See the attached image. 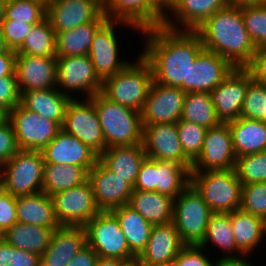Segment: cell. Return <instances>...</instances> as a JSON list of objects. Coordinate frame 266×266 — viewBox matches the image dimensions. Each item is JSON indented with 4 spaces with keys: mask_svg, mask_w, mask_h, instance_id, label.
<instances>
[{
    "mask_svg": "<svg viewBox=\"0 0 266 266\" xmlns=\"http://www.w3.org/2000/svg\"><path fill=\"white\" fill-rule=\"evenodd\" d=\"M46 18V6L34 0H7L3 19L24 21L35 26Z\"/></svg>",
    "mask_w": 266,
    "mask_h": 266,
    "instance_id": "obj_42",
    "label": "cell"
},
{
    "mask_svg": "<svg viewBox=\"0 0 266 266\" xmlns=\"http://www.w3.org/2000/svg\"><path fill=\"white\" fill-rule=\"evenodd\" d=\"M87 244L84 227L60 226L55 229L48 248L41 255V266H66Z\"/></svg>",
    "mask_w": 266,
    "mask_h": 266,
    "instance_id": "obj_27",
    "label": "cell"
},
{
    "mask_svg": "<svg viewBox=\"0 0 266 266\" xmlns=\"http://www.w3.org/2000/svg\"><path fill=\"white\" fill-rule=\"evenodd\" d=\"M70 97L61 93L57 87L47 90H31L21 94V104L31 112L48 120L57 122L61 127Z\"/></svg>",
    "mask_w": 266,
    "mask_h": 266,
    "instance_id": "obj_31",
    "label": "cell"
},
{
    "mask_svg": "<svg viewBox=\"0 0 266 266\" xmlns=\"http://www.w3.org/2000/svg\"><path fill=\"white\" fill-rule=\"evenodd\" d=\"M234 67L215 52L202 49L189 72V92H207L214 90Z\"/></svg>",
    "mask_w": 266,
    "mask_h": 266,
    "instance_id": "obj_26",
    "label": "cell"
},
{
    "mask_svg": "<svg viewBox=\"0 0 266 266\" xmlns=\"http://www.w3.org/2000/svg\"><path fill=\"white\" fill-rule=\"evenodd\" d=\"M141 32L146 35V40L139 54L151 65L153 80L189 92L190 66L204 48L199 34L163 25Z\"/></svg>",
    "mask_w": 266,
    "mask_h": 266,
    "instance_id": "obj_1",
    "label": "cell"
},
{
    "mask_svg": "<svg viewBox=\"0 0 266 266\" xmlns=\"http://www.w3.org/2000/svg\"><path fill=\"white\" fill-rule=\"evenodd\" d=\"M103 13L109 20L130 23L141 31L162 26L166 16L152 0H103Z\"/></svg>",
    "mask_w": 266,
    "mask_h": 266,
    "instance_id": "obj_22",
    "label": "cell"
},
{
    "mask_svg": "<svg viewBox=\"0 0 266 266\" xmlns=\"http://www.w3.org/2000/svg\"><path fill=\"white\" fill-rule=\"evenodd\" d=\"M217 246L219 250L226 253L221 257H240L243 254L237 249L235 243L232 224L229 213H213L207 225V230L203 241L199 244L202 248H206L210 244ZM234 253H239L234 254ZM228 255V256H227ZM235 255V256H234Z\"/></svg>",
    "mask_w": 266,
    "mask_h": 266,
    "instance_id": "obj_38",
    "label": "cell"
},
{
    "mask_svg": "<svg viewBox=\"0 0 266 266\" xmlns=\"http://www.w3.org/2000/svg\"><path fill=\"white\" fill-rule=\"evenodd\" d=\"M57 58V89L69 96L77 98L74 92L88 94L90 98L101 92L103 80L96 73L88 55Z\"/></svg>",
    "mask_w": 266,
    "mask_h": 266,
    "instance_id": "obj_12",
    "label": "cell"
},
{
    "mask_svg": "<svg viewBox=\"0 0 266 266\" xmlns=\"http://www.w3.org/2000/svg\"><path fill=\"white\" fill-rule=\"evenodd\" d=\"M9 120V113L0 107V126L5 124Z\"/></svg>",
    "mask_w": 266,
    "mask_h": 266,
    "instance_id": "obj_60",
    "label": "cell"
},
{
    "mask_svg": "<svg viewBox=\"0 0 266 266\" xmlns=\"http://www.w3.org/2000/svg\"><path fill=\"white\" fill-rule=\"evenodd\" d=\"M229 5L228 0H174L167 11L171 12L170 16L166 13L163 26L173 30L196 31L216 11Z\"/></svg>",
    "mask_w": 266,
    "mask_h": 266,
    "instance_id": "obj_24",
    "label": "cell"
},
{
    "mask_svg": "<svg viewBox=\"0 0 266 266\" xmlns=\"http://www.w3.org/2000/svg\"><path fill=\"white\" fill-rule=\"evenodd\" d=\"M131 264L129 260L105 257H99L96 262V266H130Z\"/></svg>",
    "mask_w": 266,
    "mask_h": 266,
    "instance_id": "obj_57",
    "label": "cell"
},
{
    "mask_svg": "<svg viewBox=\"0 0 266 266\" xmlns=\"http://www.w3.org/2000/svg\"><path fill=\"white\" fill-rule=\"evenodd\" d=\"M40 256L17 249L0 237V266H40Z\"/></svg>",
    "mask_w": 266,
    "mask_h": 266,
    "instance_id": "obj_47",
    "label": "cell"
},
{
    "mask_svg": "<svg viewBox=\"0 0 266 266\" xmlns=\"http://www.w3.org/2000/svg\"><path fill=\"white\" fill-rule=\"evenodd\" d=\"M130 266H139L137 263H133Z\"/></svg>",
    "mask_w": 266,
    "mask_h": 266,
    "instance_id": "obj_65",
    "label": "cell"
},
{
    "mask_svg": "<svg viewBox=\"0 0 266 266\" xmlns=\"http://www.w3.org/2000/svg\"><path fill=\"white\" fill-rule=\"evenodd\" d=\"M246 260L245 255L240 257H220L215 261V266H254L249 260Z\"/></svg>",
    "mask_w": 266,
    "mask_h": 266,
    "instance_id": "obj_56",
    "label": "cell"
},
{
    "mask_svg": "<svg viewBox=\"0 0 266 266\" xmlns=\"http://www.w3.org/2000/svg\"><path fill=\"white\" fill-rule=\"evenodd\" d=\"M106 148L142 144L143 124L141 112L112 102L101 92L91 96Z\"/></svg>",
    "mask_w": 266,
    "mask_h": 266,
    "instance_id": "obj_3",
    "label": "cell"
},
{
    "mask_svg": "<svg viewBox=\"0 0 266 266\" xmlns=\"http://www.w3.org/2000/svg\"><path fill=\"white\" fill-rule=\"evenodd\" d=\"M142 144L148 158L172 161L191 170L193 163L182 150L176 123L143 126Z\"/></svg>",
    "mask_w": 266,
    "mask_h": 266,
    "instance_id": "obj_19",
    "label": "cell"
},
{
    "mask_svg": "<svg viewBox=\"0 0 266 266\" xmlns=\"http://www.w3.org/2000/svg\"><path fill=\"white\" fill-rule=\"evenodd\" d=\"M103 13V0H59L46 6V18L55 34L95 21Z\"/></svg>",
    "mask_w": 266,
    "mask_h": 266,
    "instance_id": "obj_20",
    "label": "cell"
},
{
    "mask_svg": "<svg viewBox=\"0 0 266 266\" xmlns=\"http://www.w3.org/2000/svg\"><path fill=\"white\" fill-rule=\"evenodd\" d=\"M177 132L185 156L194 163L200 156L206 128L196 123L179 120Z\"/></svg>",
    "mask_w": 266,
    "mask_h": 266,
    "instance_id": "obj_43",
    "label": "cell"
},
{
    "mask_svg": "<svg viewBox=\"0 0 266 266\" xmlns=\"http://www.w3.org/2000/svg\"><path fill=\"white\" fill-rule=\"evenodd\" d=\"M107 20L102 13L95 21L56 33V57H73L88 55L93 35Z\"/></svg>",
    "mask_w": 266,
    "mask_h": 266,
    "instance_id": "obj_33",
    "label": "cell"
},
{
    "mask_svg": "<svg viewBox=\"0 0 266 266\" xmlns=\"http://www.w3.org/2000/svg\"><path fill=\"white\" fill-rule=\"evenodd\" d=\"M236 158L228 123L221 122L206 130L200 156L191 172L233 169Z\"/></svg>",
    "mask_w": 266,
    "mask_h": 266,
    "instance_id": "obj_15",
    "label": "cell"
},
{
    "mask_svg": "<svg viewBox=\"0 0 266 266\" xmlns=\"http://www.w3.org/2000/svg\"><path fill=\"white\" fill-rule=\"evenodd\" d=\"M34 1L41 2V3H43L45 6H47V5L50 3V0H34Z\"/></svg>",
    "mask_w": 266,
    "mask_h": 266,
    "instance_id": "obj_63",
    "label": "cell"
},
{
    "mask_svg": "<svg viewBox=\"0 0 266 266\" xmlns=\"http://www.w3.org/2000/svg\"><path fill=\"white\" fill-rule=\"evenodd\" d=\"M120 72L103 80L101 93L109 100L141 112L153 81L151 65L139 55Z\"/></svg>",
    "mask_w": 266,
    "mask_h": 266,
    "instance_id": "obj_4",
    "label": "cell"
},
{
    "mask_svg": "<svg viewBox=\"0 0 266 266\" xmlns=\"http://www.w3.org/2000/svg\"><path fill=\"white\" fill-rule=\"evenodd\" d=\"M119 25H126L127 28L131 27L133 30L136 29L137 32H141L139 28L130 23L109 19L96 30L93 35L88 56L92 61L96 73L102 80L120 72L132 62L130 60L129 62L126 60L122 61L119 57L118 49H120V47L118 48V46L120 45V41L114 30L120 27Z\"/></svg>",
    "mask_w": 266,
    "mask_h": 266,
    "instance_id": "obj_11",
    "label": "cell"
},
{
    "mask_svg": "<svg viewBox=\"0 0 266 266\" xmlns=\"http://www.w3.org/2000/svg\"><path fill=\"white\" fill-rule=\"evenodd\" d=\"M191 184L213 213H230L241 207L242 183L234 168L191 172Z\"/></svg>",
    "mask_w": 266,
    "mask_h": 266,
    "instance_id": "obj_5",
    "label": "cell"
},
{
    "mask_svg": "<svg viewBox=\"0 0 266 266\" xmlns=\"http://www.w3.org/2000/svg\"><path fill=\"white\" fill-rule=\"evenodd\" d=\"M94 200L100 211H111L129 203L133 186L110 171L99 159L88 171Z\"/></svg>",
    "mask_w": 266,
    "mask_h": 266,
    "instance_id": "obj_18",
    "label": "cell"
},
{
    "mask_svg": "<svg viewBox=\"0 0 266 266\" xmlns=\"http://www.w3.org/2000/svg\"><path fill=\"white\" fill-rule=\"evenodd\" d=\"M16 55L56 57V34L47 18L32 26Z\"/></svg>",
    "mask_w": 266,
    "mask_h": 266,
    "instance_id": "obj_40",
    "label": "cell"
},
{
    "mask_svg": "<svg viewBox=\"0 0 266 266\" xmlns=\"http://www.w3.org/2000/svg\"><path fill=\"white\" fill-rule=\"evenodd\" d=\"M152 226L172 222L173 199L156 191L133 190L128 203Z\"/></svg>",
    "mask_w": 266,
    "mask_h": 266,
    "instance_id": "obj_34",
    "label": "cell"
},
{
    "mask_svg": "<svg viewBox=\"0 0 266 266\" xmlns=\"http://www.w3.org/2000/svg\"><path fill=\"white\" fill-rule=\"evenodd\" d=\"M146 157L143 144H135L108 147L99 156V160L110 171L134 186L140 166Z\"/></svg>",
    "mask_w": 266,
    "mask_h": 266,
    "instance_id": "obj_28",
    "label": "cell"
},
{
    "mask_svg": "<svg viewBox=\"0 0 266 266\" xmlns=\"http://www.w3.org/2000/svg\"><path fill=\"white\" fill-rule=\"evenodd\" d=\"M2 189V173H1V169H0V190Z\"/></svg>",
    "mask_w": 266,
    "mask_h": 266,
    "instance_id": "obj_64",
    "label": "cell"
},
{
    "mask_svg": "<svg viewBox=\"0 0 266 266\" xmlns=\"http://www.w3.org/2000/svg\"><path fill=\"white\" fill-rule=\"evenodd\" d=\"M237 249L243 254H251L266 238V221L241 209L229 213Z\"/></svg>",
    "mask_w": 266,
    "mask_h": 266,
    "instance_id": "obj_32",
    "label": "cell"
},
{
    "mask_svg": "<svg viewBox=\"0 0 266 266\" xmlns=\"http://www.w3.org/2000/svg\"><path fill=\"white\" fill-rule=\"evenodd\" d=\"M87 244L99 257L117 258L136 263L117 218L110 211H100L85 226Z\"/></svg>",
    "mask_w": 266,
    "mask_h": 266,
    "instance_id": "obj_9",
    "label": "cell"
},
{
    "mask_svg": "<svg viewBox=\"0 0 266 266\" xmlns=\"http://www.w3.org/2000/svg\"><path fill=\"white\" fill-rule=\"evenodd\" d=\"M98 258V254L86 244L66 266H96Z\"/></svg>",
    "mask_w": 266,
    "mask_h": 266,
    "instance_id": "obj_54",
    "label": "cell"
},
{
    "mask_svg": "<svg viewBox=\"0 0 266 266\" xmlns=\"http://www.w3.org/2000/svg\"><path fill=\"white\" fill-rule=\"evenodd\" d=\"M0 27L6 46L16 51L24 42L26 36L31 31L32 26L24 21H15L3 19L0 22Z\"/></svg>",
    "mask_w": 266,
    "mask_h": 266,
    "instance_id": "obj_48",
    "label": "cell"
},
{
    "mask_svg": "<svg viewBox=\"0 0 266 266\" xmlns=\"http://www.w3.org/2000/svg\"><path fill=\"white\" fill-rule=\"evenodd\" d=\"M244 26L257 48L266 46V4L240 7Z\"/></svg>",
    "mask_w": 266,
    "mask_h": 266,
    "instance_id": "obj_44",
    "label": "cell"
},
{
    "mask_svg": "<svg viewBox=\"0 0 266 266\" xmlns=\"http://www.w3.org/2000/svg\"><path fill=\"white\" fill-rule=\"evenodd\" d=\"M241 117L266 121V86L254 79L248 84L241 109Z\"/></svg>",
    "mask_w": 266,
    "mask_h": 266,
    "instance_id": "obj_45",
    "label": "cell"
},
{
    "mask_svg": "<svg viewBox=\"0 0 266 266\" xmlns=\"http://www.w3.org/2000/svg\"><path fill=\"white\" fill-rule=\"evenodd\" d=\"M87 180L88 172L82 166L44 163L42 192L51 197Z\"/></svg>",
    "mask_w": 266,
    "mask_h": 266,
    "instance_id": "obj_37",
    "label": "cell"
},
{
    "mask_svg": "<svg viewBox=\"0 0 266 266\" xmlns=\"http://www.w3.org/2000/svg\"><path fill=\"white\" fill-rule=\"evenodd\" d=\"M186 92L180 87L152 81L141 111L143 126L160 123H177L182 115Z\"/></svg>",
    "mask_w": 266,
    "mask_h": 266,
    "instance_id": "obj_16",
    "label": "cell"
},
{
    "mask_svg": "<svg viewBox=\"0 0 266 266\" xmlns=\"http://www.w3.org/2000/svg\"><path fill=\"white\" fill-rule=\"evenodd\" d=\"M185 246L172 222L153 225L145 249L136 259L139 266H171Z\"/></svg>",
    "mask_w": 266,
    "mask_h": 266,
    "instance_id": "obj_23",
    "label": "cell"
},
{
    "mask_svg": "<svg viewBox=\"0 0 266 266\" xmlns=\"http://www.w3.org/2000/svg\"><path fill=\"white\" fill-rule=\"evenodd\" d=\"M190 183L191 170L188 167L146 157L140 166L133 189L156 191L175 199Z\"/></svg>",
    "mask_w": 266,
    "mask_h": 266,
    "instance_id": "obj_8",
    "label": "cell"
},
{
    "mask_svg": "<svg viewBox=\"0 0 266 266\" xmlns=\"http://www.w3.org/2000/svg\"><path fill=\"white\" fill-rule=\"evenodd\" d=\"M14 72L20 94L57 87L56 57L16 55Z\"/></svg>",
    "mask_w": 266,
    "mask_h": 266,
    "instance_id": "obj_21",
    "label": "cell"
},
{
    "mask_svg": "<svg viewBox=\"0 0 266 266\" xmlns=\"http://www.w3.org/2000/svg\"><path fill=\"white\" fill-rule=\"evenodd\" d=\"M7 0H0V22L3 20L5 16V6Z\"/></svg>",
    "mask_w": 266,
    "mask_h": 266,
    "instance_id": "obj_62",
    "label": "cell"
},
{
    "mask_svg": "<svg viewBox=\"0 0 266 266\" xmlns=\"http://www.w3.org/2000/svg\"><path fill=\"white\" fill-rule=\"evenodd\" d=\"M8 49L9 48L6 46L4 36L2 34L1 27H0V53H5Z\"/></svg>",
    "mask_w": 266,
    "mask_h": 266,
    "instance_id": "obj_61",
    "label": "cell"
},
{
    "mask_svg": "<svg viewBox=\"0 0 266 266\" xmlns=\"http://www.w3.org/2000/svg\"><path fill=\"white\" fill-rule=\"evenodd\" d=\"M19 103H21V94L16 75L0 77V107L9 113Z\"/></svg>",
    "mask_w": 266,
    "mask_h": 266,
    "instance_id": "obj_50",
    "label": "cell"
},
{
    "mask_svg": "<svg viewBox=\"0 0 266 266\" xmlns=\"http://www.w3.org/2000/svg\"><path fill=\"white\" fill-rule=\"evenodd\" d=\"M41 153L45 163L79 165L87 172L99 159L94 151L63 129L41 150Z\"/></svg>",
    "mask_w": 266,
    "mask_h": 266,
    "instance_id": "obj_25",
    "label": "cell"
},
{
    "mask_svg": "<svg viewBox=\"0 0 266 266\" xmlns=\"http://www.w3.org/2000/svg\"><path fill=\"white\" fill-rule=\"evenodd\" d=\"M199 245H185L172 262L171 266H215L207 252Z\"/></svg>",
    "mask_w": 266,
    "mask_h": 266,
    "instance_id": "obj_49",
    "label": "cell"
},
{
    "mask_svg": "<svg viewBox=\"0 0 266 266\" xmlns=\"http://www.w3.org/2000/svg\"><path fill=\"white\" fill-rule=\"evenodd\" d=\"M44 163L41 151L19 150L0 165L2 189L15 197L42 192Z\"/></svg>",
    "mask_w": 266,
    "mask_h": 266,
    "instance_id": "obj_7",
    "label": "cell"
},
{
    "mask_svg": "<svg viewBox=\"0 0 266 266\" xmlns=\"http://www.w3.org/2000/svg\"><path fill=\"white\" fill-rule=\"evenodd\" d=\"M212 214L191 183L173 199L172 223L185 245H199L203 241Z\"/></svg>",
    "mask_w": 266,
    "mask_h": 266,
    "instance_id": "obj_6",
    "label": "cell"
},
{
    "mask_svg": "<svg viewBox=\"0 0 266 266\" xmlns=\"http://www.w3.org/2000/svg\"><path fill=\"white\" fill-rule=\"evenodd\" d=\"M16 197L0 190V236L17 223Z\"/></svg>",
    "mask_w": 266,
    "mask_h": 266,
    "instance_id": "obj_51",
    "label": "cell"
},
{
    "mask_svg": "<svg viewBox=\"0 0 266 266\" xmlns=\"http://www.w3.org/2000/svg\"><path fill=\"white\" fill-rule=\"evenodd\" d=\"M247 69L256 82L266 86V46L256 49L253 60Z\"/></svg>",
    "mask_w": 266,
    "mask_h": 266,
    "instance_id": "obj_53",
    "label": "cell"
},
{
    "mask_svg": "<svg viewBox=\"0 0 266 266\" xmlns=\"http://www.w3.org/2000/svg\"><path fill=\"white\" fill-rule=\"evenodd\" d=\"M237 157L266 151V121L243 117L228 122Z\"/></svg>",
    "mask_w": 266,
    "mask_h": 266,
    "instance_id": "obj_29",
    "label": "cell"
},
{
    "mask_svg": "<svg viewBox=\"0 0 266 266\" xmlns=\"http://www.w3.org/2000/svg\"><path fill=\"white\" fill-rule=\"evenodd\" d=\"M181 120L196 123L209 129L219 125L210 93L187 92L184 98Z\"/></svg>",
    "mask_w": 266,
    "mask_h": 266,
    "instance_id": "obj_39",
    "label": "cell"
},
{
    "mask_svg": "<svg viewBox=\"0 0 266 266\" xmlns=\"http://www.w3.org/2000/svg\"><path fill=\"white\" fill-rule=\"evenodd\" d=\"M51 197L55 216L60 226L84 227L100 212L88 180Z\"/></svg>",
    "mask_w": 266,
    "mask_h": 266,
    "instance_id": "obj_14",
    "label": "cell"
},
{
    "mask_svg": "<svg viewBox=\"0 0 266 266\" xmlns=\"http://www.w3.org/2000/svg\"><path fill=\"white\" fill-rule=\"evenodd\" d=\"M110 212L117 218L130 251L138 257L147 245L152 225L128 204Z\"/></svg>",
    "mask_w": 266,
    "mask_h": 266,
    "instance_id": "obj_36",
    "label": "cell"
},
{
    "mask_svg": "<svg viewBox=\"0 0 266 266\" xmlns=\"http://www.w3.org/2000/svg\"><path fill=\"white\" fill-rule=\"evenodd\" d=\"M16 213L20 223L51 227L54 230L60 227L52 197L44 192L16 197Z\"/></svg>",
    "mask_w": 266,
    "mask_h": 266,
    "instance_id": "obj_30",
    "label": "cell"
},
{
    "mask_svg": "<svg viewBox=\"0 0 266 266\" xmlns=\"http://www.w3.org/2000/svg\"><path fill=\"white\" fill-rule=\"evenodd\" d=\"M54 229L17 222L0 237L17 249L29 251L41 257L48 248Z\"/></svg>",
    "mask_w": 266,
    "mask_h": 266,
    "instance_id": "obj_35",
    "label": "cell"
},
{
    "mask_svg": "<svg viewBox=\"0 0 266 266\" xmlns=\"http://www.w3.org/2000/svg\"><path fill=\"white\" fill-rule=\"evenodd\" d=\"M253 80L247 68H234L229 75L210 92L216 115L220 122L228 123L241 117L248 84Z\"/></svg>",
    "mask_w": 266,
    "mask_h": 266,
    "instance_id": "obj_17",
    "label": "cell"
},
{
    "mask_svg": "<svg viewBox=\"0 0 266 266\" xmlns=\"http://www.w3.org/2000/svg\"><path fill=\"white\" fill-rule=\"evenodd\" d=\"M165 14L171 8L174 0H152Z\"/></svg>",
    "mask_w": 266,
    "mask_h": 266,
    "instance_id": "obj_59",
    "label": "cell"
},
{
    "mask_svg": "<svg viewBox=\"0 0 266 266\" xmlns=\"http://www.w3.org/2000/svg\"><path fill=\"white\" fill-rule=\"evenodd\" d=\"M19 150L41 151L62 129L54 121L26 109L21 103L9 112Z\"/></svg>",
    "mask_w": 266,
    "mask_h": 266,
    "instance_id": "obj_13",
    "label": "cell"
},
{
    "mask_svg": "<svg viewBox=\"0 0 266 266\" xmlns=\"http://www.w3.org/2000/svg\"><path fill=\"white\" fill-rule=\"evenodd\" d=\"M62 129L78 138L98 156L106 149L100 121L90 98L70 99L67 103Z\"/></svg>",
    "mask_w": 266,
    "mask_h": 266,
    "instance_id": "obj_10",
    "label": "cell"
},
{
    "mask_svg": "<svg viewBox=\"0 0 266 266\" xmlns=\"http://www.w3.org/2000/svg\"><path fill=\"white\" fill-rule=\"evenodd\" d=\"M204 49L225 58L234 68H247L257 47L247 32L240 7L227 6L211 15L197 30Z\"/></svg>",
    "mask_w": 266,
    "mask_h": 266,
    "instance_id": "obj_2",
    "label": "cell"
},
{
    "mask_svg": "<svg viewBox=\"0 0 266 266\" xmlns=\"http://www.w3.org/2000/svg\"><path fill=\"white\" fill-rule=\"evenodd\" d=\"M18 151L15 132L8 120L0 126V165L9 161Z\"/></svg>",
    "mask_w": 266,
    "mask_h": 266,
    "instance_id": "obj_52",
    "label": "cell"
},
{
    "mask_svg": "<svg viewBox=\"0 0 266 266\" xmlns=\"http://www.w3.org/2000/svg\"><path fill=\"white\" fill-rule=\"evenodd\" d=\"M228 2L231 6H237V7L266 4V0H228Z\"/></svg>",
    "mask_w": 266,
    "mask_h": 266,
    "instance_id": "obj_58",
    "label": "cell"
},
{
    "mask_svg": "<svg viewBox=\"0 0 266 266\" xmlns=\"http://www.w3.org/2000/svg\"><path fill=\"white\" fill-rule=\"evenodd\" d=\"M234 170L242 185L266 182V151L237 157Z\"/></svg>",
    "mask_w": 266,
    "mask_h": 266,
    "instance_id": "obj_41",
    "label": "cell"
},
{
    "mask_svg": "<svg viewBox=\"0 0 266 266\" xmlns=\"http://www.w3.org/2000/svg\"><path fill=\"white\" fill-rule=\"evenodd\" d=\"M16 52L8 49L5 53H0V77L15 75Z\"/></svg>",
    "mask_w": 266,
    "mask_h": 266,
    "instance_id": "obj_55",
    "label": "cell"
},
{
    "mask_svg": "<svg viewBox=\"0 0 266 266\" xmlns=\"http://www.w3.org/2000/svg\"><path fill=\"white\" fill-rule=\"evenodd\" d=\"M240 209L266 221V182L242 185Z\"/></svg>",
    "mask_w": 266,
    "mask_h": 266,
    "instance_id": "obj_46",
    "label": "cell"
}]
</instances>
